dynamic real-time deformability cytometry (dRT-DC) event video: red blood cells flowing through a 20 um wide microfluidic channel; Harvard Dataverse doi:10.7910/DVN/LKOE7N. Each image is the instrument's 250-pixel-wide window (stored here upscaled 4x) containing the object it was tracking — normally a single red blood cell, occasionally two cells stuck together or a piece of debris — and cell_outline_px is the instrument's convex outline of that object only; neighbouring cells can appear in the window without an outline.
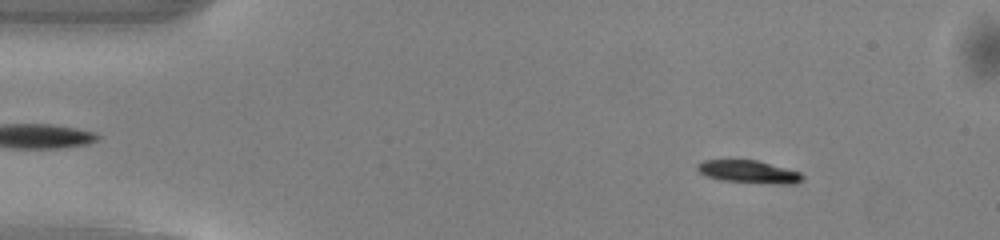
{"species": "common noctule bat (a hibernating species)", "species_latin": "Nyctalus noctula", "temperature_condition": "warm", "stored_images_in_passage": 49, "camera_frame_rate_fps": 3000, "um_per_image_px": 0.085, "animal": {"sex": "male", "body_mass_g": 13.0, "forearm_length_mm": 53.1}, "frame": {"image": 1, "passage_image": 6, "time_ms": 1.667, "image_size_px": [1000, 240], "cell_outline_px": [[804, 176], [800, 180], [792, 184], [776, 184], [720, 180], [708, 176], [700, 172], [696, 168], [696, 164], [704, 160], [756, 160], [800, 172]], "centroid_in_image_um": [63.62, 14.6], "position_along_channel_um": 21.4, "area_um2": 13.7}}
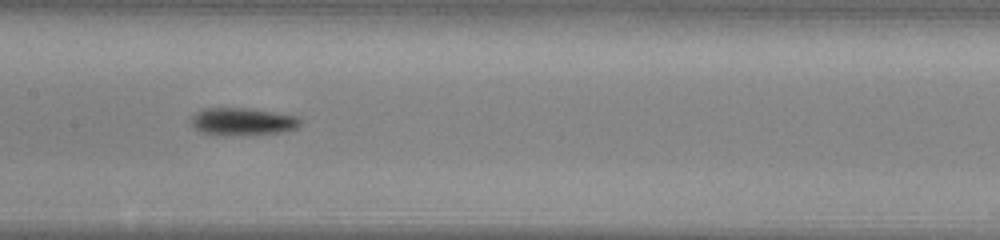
{"frame": {"image": 2, "passage_image": 24, "time_ms": 7.667, "image_size_px": [1000, 240], "cell_outline_px": [[300, 124], [296, 128], [276, 132], [216, 136], [200, 132], [192, 124], [192, 116], [196, 112], [204, 108], [252, 108], [296, 116], [300, 120]], "centroid_in_image_um": [20.56, 10.32], "position_along_channel_um": 186.8, "area_um2": 17.28}}
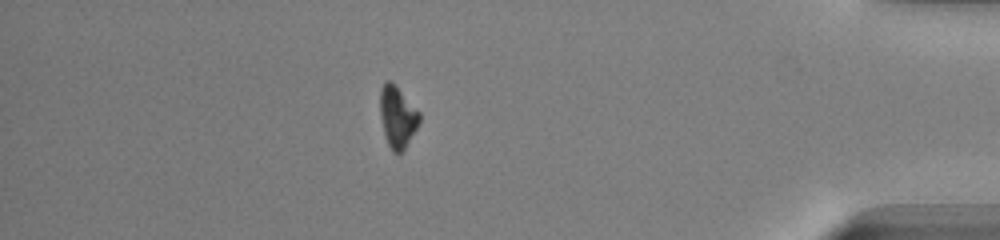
{"frame": {"image": 3, "passage_image": 43, "time_ms": 14.0, "image_size_px": [1000, 240], "cell_outline_px": [[420, 120], [416, 128], [404, 148], [400, 152], [392, 152], [388, 144], [384, 132], [380, 116], [380, 88], [384, 80], [392, 80], [396, 84], [420, 112]], "centroid_in_image_um": [33.76, 9.85], "position_along_channel_um": 401.4, "area_um2": 14.1}, "authors_computed_cell_mechanics": {"area_um2": 15.2014, "velocity_mm_per_s": 4.1056, "shape_relaxation_time_tau1_ms": 1.9376, "shape_relaxation_time_tau2_ms": null, "deformation_change_tau1": 0.1176, "deformation_change_tau2": null}}